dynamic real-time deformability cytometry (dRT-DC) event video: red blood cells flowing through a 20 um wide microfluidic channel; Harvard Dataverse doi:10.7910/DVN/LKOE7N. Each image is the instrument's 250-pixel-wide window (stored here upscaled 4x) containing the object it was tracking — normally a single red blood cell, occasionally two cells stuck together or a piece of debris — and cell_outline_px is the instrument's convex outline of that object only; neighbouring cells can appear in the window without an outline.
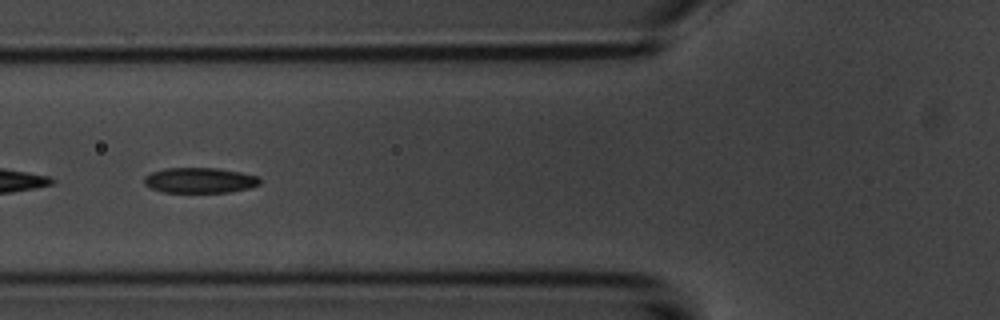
{"species": "common noctule bat (a hibernating species)", "species_latin": "Nyctalus noctula", "temperature_condition": "room temperature", "stored_images_in_passage": 47, "camera_frame_rate_fps": 3000, "um_per_image_px": 0.085, "animal": {"sex": "male", "body_mass_g": 20.1, "forearm_length_mm": 53.5}, "frame": {"image": 1, "passage_image": 13, "time_ms": 4.0, "image_size_px": [1000, 320], "cell_outline_px": [[260, 184], [248, 188], [228, 192], [164, 192], [152, 188], [144, 184], [144, 176], [152, 172], [164, 168], [216, 168], [240, 172], [256, 176], [260, 180]], "centroid_in_image_um": [16.95, 15.32], "position_along_channel_um": 108.9, "area_um2": 16.94}}
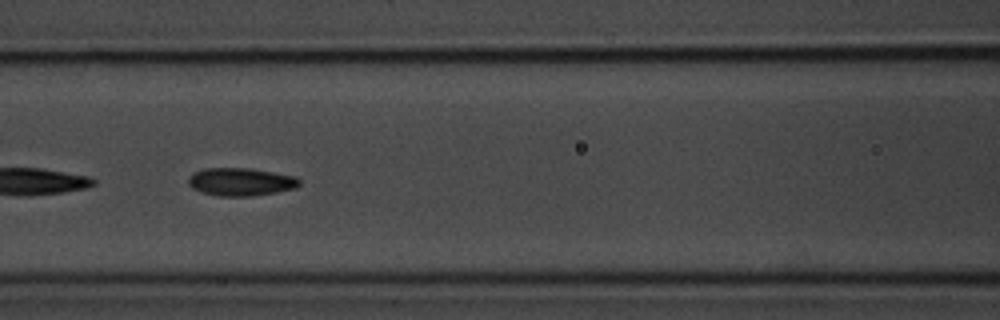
{"frame": {"image": 2, "passage_image": 16, "time_ms": 5.0, "image_size_px": [1000, 320], "cell_outline_px": [[300, 184], [296, 188], [276, 192], [252, 196], [216, 196], [200, 192], [192, 188], [188, 184], [188, 176], [192, 172], [204, 168], [252, 168], [296, 176], [300, 180]], "centroid_in_image_um": [20.44, 15.45], "position_along_channel_um": 146.2, "area_um2": 18.38}}
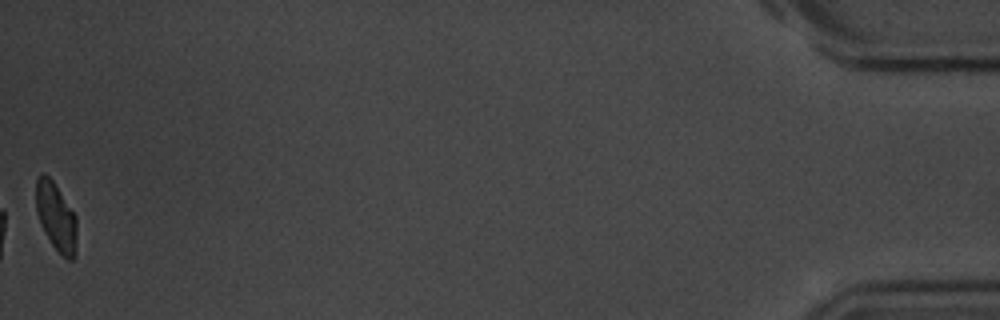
{"frame": {"image": 3, "passage_image": 47, "time_ms": 15.333, "image_size_px": [1000, 320], "cell_outline_px": [[76, 256], [72, 260], [68, 260], [52, 244], [44, 232], [40, 224], [36, 212], [36, 176], [40, 172], [44, 172], [52, 180], [76, 216]], "centroid_in_image_um": [4.75, 18.41], "position_along_channel_um": 430.5, "area_um2": 16.24}, "authors_computed_cell_mechanics": {"area_um2": 17.4556, "velocity_mm_per_s": 3.6997, "shape_relaxation_time_tau1_ms": 2.6415, "shape_relaxation_time_tau2_ms": 2.6631, "deformation_change_tau1": 0.1037, "deformation_change_tau2": 0.0864}}